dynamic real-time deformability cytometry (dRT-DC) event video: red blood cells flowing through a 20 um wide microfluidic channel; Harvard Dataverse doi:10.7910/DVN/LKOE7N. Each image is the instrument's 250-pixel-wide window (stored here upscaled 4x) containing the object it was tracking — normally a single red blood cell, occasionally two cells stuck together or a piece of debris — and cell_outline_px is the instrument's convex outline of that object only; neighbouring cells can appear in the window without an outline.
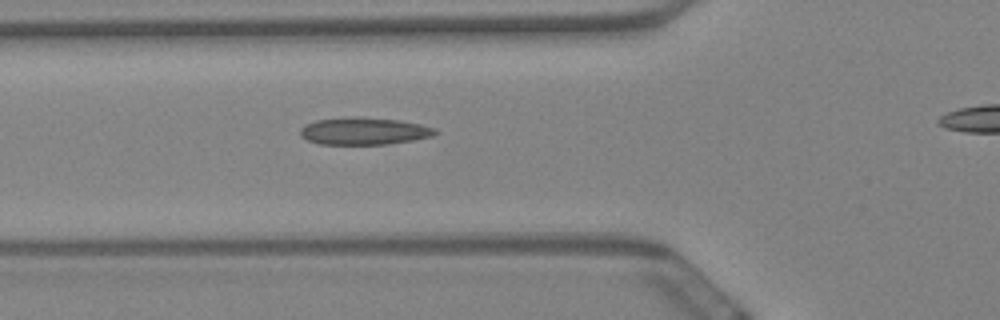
{"species": "Egyptian fruit bat (a non-hibernating species)", "species_latin": "Rousettus aegyptiacus", "temperature_condition": "warm", "stored_images_in_passage": 34, "camera_frame_rate_fps": 3000, "um_per_image_px": 0.085, "animal": {"sex": "female"}, "frame": {"image": 1, "passage_image": 4, "time_ms": 1.0, "image_size_px": [1000, 320], "cell_outline_px": [[440, 132], [432, 136], [412, 140], [388, 144], [320, 144], [308, 140], [300, 136], [300, 128], [316, 120], [400, 120], [420, 124], [436, 128]], "centroid_in_image_um": [31.0, 11.2], "position_along_channel_um": 94.8, "area_um2": 20.23}}
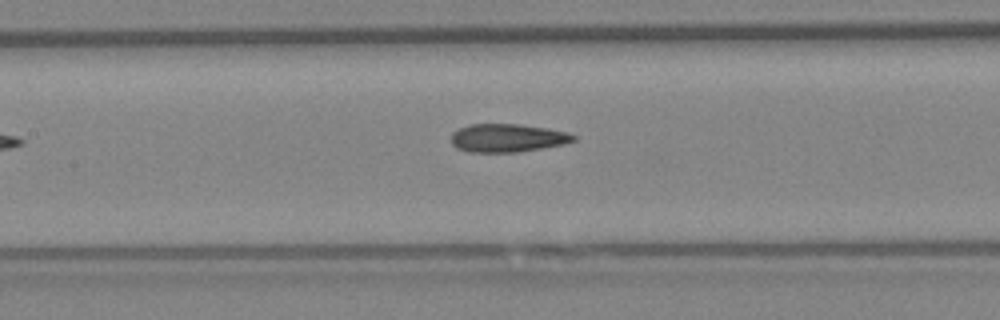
{"frame": {"image": 2, "passage_image": 10, "time_ms": 3.0, "image_size_px": [1000, 320], "cell_outline_px": [[576, 140], [564, 144], [516, 152], [468, 152], [456, 148], [452, 144], [452, 132], [468, 124], [520, 124], [548, 128], [568, 132], [576, 136]], "centroid_in_image_um": [43.13, 11.72], "position_along_channel_um": 164.3, "area_um2": 20.17}}
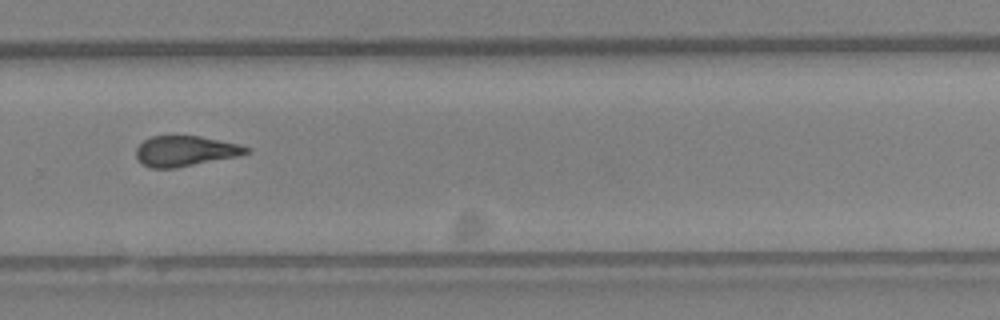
{"frame": {"image": 3, "passage_image": 23, "time_ms": 7.333, "image_size_px": [1000, 320], "cell_outline_px": [[248, 152], [236, 156], [176, 168], [148, 168], [140, 164], [136, 156], [136, 148], [144, 140], [152, 136], [200, 136], [240, 144], [248, 148]], "centroid_in_image_um": [15.68, 12.84], "position_along_channel_um": 314.1, "area_um2": 19.42}}